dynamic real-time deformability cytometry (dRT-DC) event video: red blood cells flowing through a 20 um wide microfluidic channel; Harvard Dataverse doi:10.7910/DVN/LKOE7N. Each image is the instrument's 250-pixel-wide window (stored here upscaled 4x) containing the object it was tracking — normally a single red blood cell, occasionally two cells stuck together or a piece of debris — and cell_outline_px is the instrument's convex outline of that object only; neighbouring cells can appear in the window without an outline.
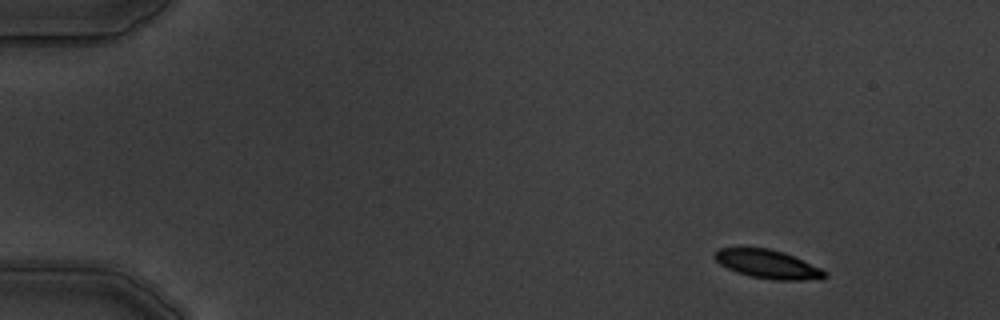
{"species": "common noctule bat (a hibernating species)", "species_latin": "Nyctalus noctula", "temperature_condition": "warm", "stored_images_in_passage": 5, "camera_frame_rate_fps": 3000, "um_per_image_px": 0.085, "animal": {"sex": "male", "body_mass_g": 19.5, "forearm_length_mm": 54.6}, "frame": {"image": 1, "passage_image": 1, "time_ms": 0.0, "image_size_px": [1000, 320], "cell_outline_px": [[828, 276], [804, 280], [772, 280], [752, 276], [736, 272], [720, 264], [712, 256], [720, 248], [768, 248], [784, 252], [820, 268], [828, 272]], "centroid_in_image_um": [65.25, 22.45], "position_along_channel_um": 19.8, "area_um2": 18.09}}
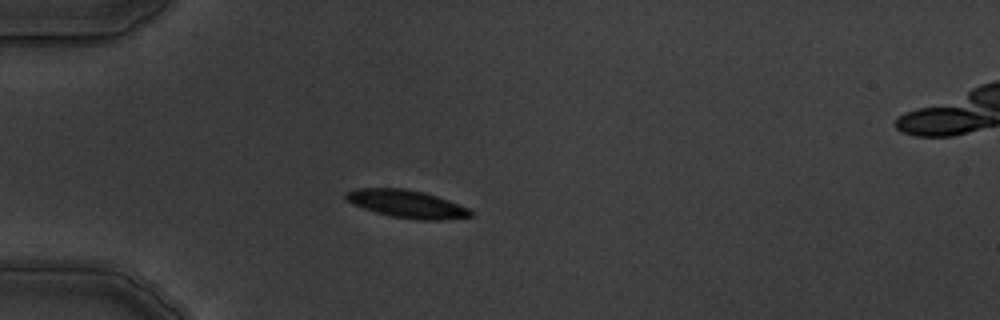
{"frame": {"image": 2, "passage_image": 4, "time_ms": 3.333, "image_size_px": [1000, 320], "cell_outline_px": [[476, 212], [472, 216], [440, 220], [424, 220], [392, 216], [376, 212], [364, 208], [348, 200], [344, 196], [348, 192], [356, 188], [404, 188], [424, 192], [448, 200], [468, 208]], "centroid_in_image_um": [34.63, 17.33], "position_along_channel_um": 50.4, "area_um2": 19.83}}